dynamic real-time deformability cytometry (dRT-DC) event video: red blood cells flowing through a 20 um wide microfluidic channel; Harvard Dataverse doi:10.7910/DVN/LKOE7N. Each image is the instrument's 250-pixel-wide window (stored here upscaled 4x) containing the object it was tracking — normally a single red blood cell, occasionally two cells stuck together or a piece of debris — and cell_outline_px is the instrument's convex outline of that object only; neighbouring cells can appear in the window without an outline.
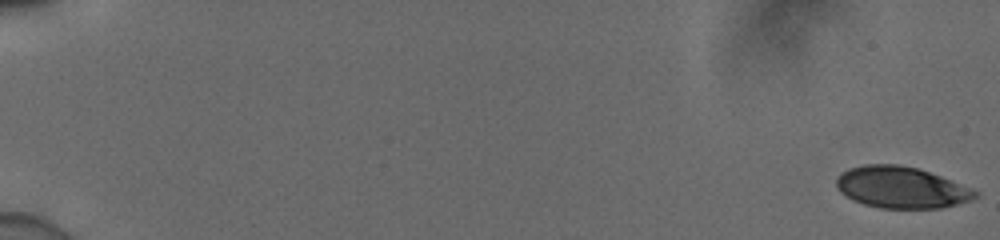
{"species": "human", "species_latin": "Homo sapiens", "temperature_condition": "cold", "stored_images_in_passage": 15, "camera_frame_rate_fps": 3000, "um_per_image_px": 0.085, "donor": {"sex": "male"}, "frame": {"image": 1, "passage_image": 1, "time_ms": 0.0, "image_size_px": [1000, 240], "cell_outline_px": [[980, 192], [972, 200], [940, 208], [880, 208], [864, 204], [852, 200], [840, 192], [836, 188], [836, 176], [840, 172], [848, 168], [864, 164], [900, 164], [916, 168], [940, 176], [972, 188]], "centroid_in_image_um": [76.56, 15.92], "position_along_channel_um": 8.4, "area_um2": 33.7}}
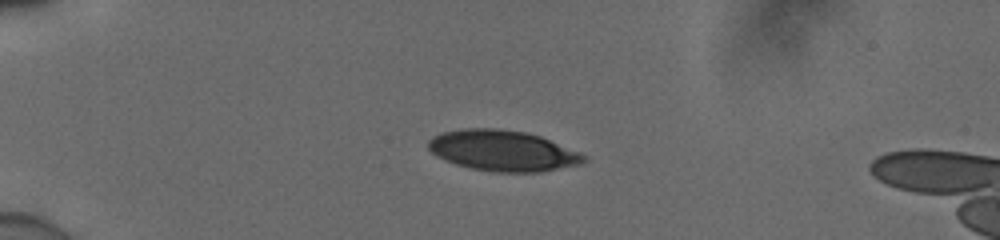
{"frame": {"image": 2, "passage_image": 11, "time_ms": 3.333, "image_size_px": [1000, 240], "cell_outline_px": [[588, 160], [580, 164], [540, 172], [492, 172], [472, 168], [456, 164], [444, 160], [436, 156], [428, 148], [428, 140], [432, 136], [440, 132], [464, 128], [500, 128], [528, 132], [540, 136], [580, 152], [588, 156]], "centroid_in_image_um": [42.73, 12.8], "position_along_channel_um": 42.3, "area_um2": 37.28}}
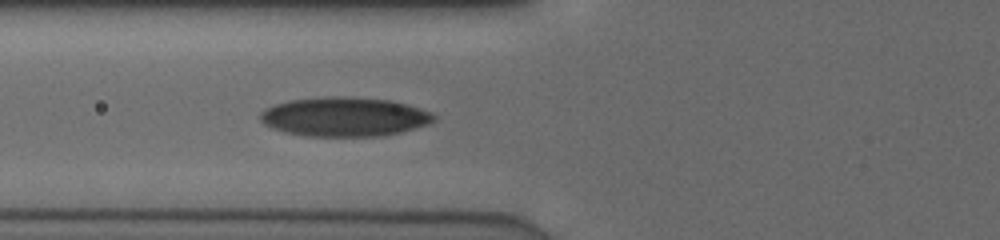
{"frame": {"image": 3, "passage_image": 15, "time_ms": 4.667, "image_size_px": [1000, 240], "cell_outline_px": [[436, 120], [428, 124], [400, 132], [384, 136], [304, 136], [284, 132], [272, 128], [264, 124], [260, 120], [260, 112], [264, 108], [288, 100], [328, 96], [344, 96], [388, 100], [420, 108], [432, 112], [436, 116]], "centroid_in_image_um": [29.25, 9.93], "position_along_channel_um": 96.6, "area_um2": 39.82}}